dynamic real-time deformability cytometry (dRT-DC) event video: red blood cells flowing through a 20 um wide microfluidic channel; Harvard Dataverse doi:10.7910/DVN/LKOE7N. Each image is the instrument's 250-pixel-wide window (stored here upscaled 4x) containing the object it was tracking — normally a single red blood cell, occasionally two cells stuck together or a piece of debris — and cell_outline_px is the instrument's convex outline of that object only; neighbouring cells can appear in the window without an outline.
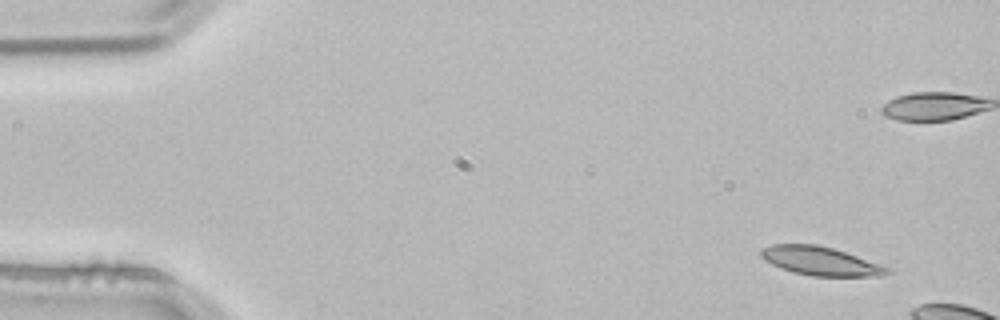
{"species": "common noctule bat (a hibernating species)", "species_latin": "Nyctalus noctula", "temperature_condition": "room temperature", "stored_images_in_passage": 3, "camera_frame_rate_fps": 3000, "um_per_image_px": 0.085, "animal": {"sex": "male", "body_mass_g": 21.5, "forearm_length_mm": 52.0}, "frame": {"image": 1, "passage_image": 1, "time_ms": 0.0, "image_size_px": [1000, 320], "cell_outline_px": [[892, 272], [880, 276], [812, 276], [792, 272], [780, 268], [764, 260], [760, 256], [760, 248], [772, 244], [816, 244], [832, 248], [892, 268]], "centroid_in_image_um": [69.71, 22.19], "position_along_channel_um": 15.3, "area_um2": 21.15}}